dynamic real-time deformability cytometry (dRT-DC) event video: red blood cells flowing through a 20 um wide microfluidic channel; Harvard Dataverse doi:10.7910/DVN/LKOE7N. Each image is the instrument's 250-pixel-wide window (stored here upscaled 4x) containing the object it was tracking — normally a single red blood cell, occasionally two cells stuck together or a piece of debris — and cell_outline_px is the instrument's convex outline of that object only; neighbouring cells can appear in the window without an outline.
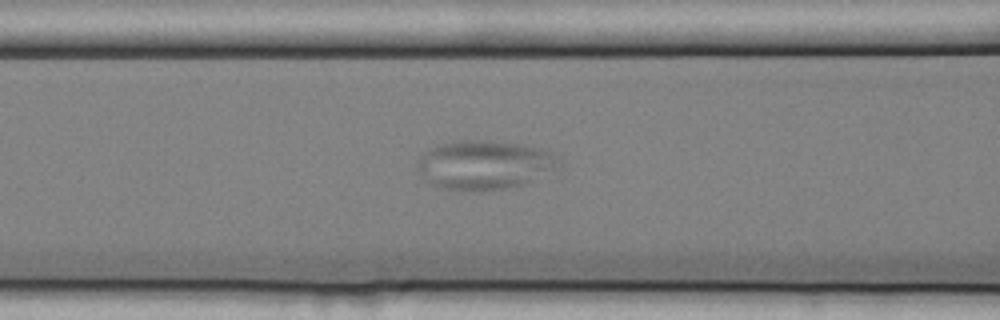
{"species": "common noctule bat (a hibernating species)", "species_latin": "Nyctalus noctula", "temperature_condition": "cold", "stored_images_in_passage": 38, "camera_frame_rate_fps": 3000, "um_per_image_px": 0.085, "animal": {"sex": "female", "body_mass_g": 25.1}, "frame": {"image": 1, "passage_image": 5, "time_ms": 1.333, "image_size_px": [1000, 320], "cell_outline_px": [[560, 164], [532, 184], [508, 188], [444, 188], [432, 184], [424, 180], [416, 168], [416, 160], [424, 152], [436, 144], [460, 140], [488, 140], [524, 144], [540, 148], [552, 152], [560, 156]], "centroid_in_image_um": [41.21, 13.97], "position_along_channel_um": 125.4, "area_um2": 40.58}}
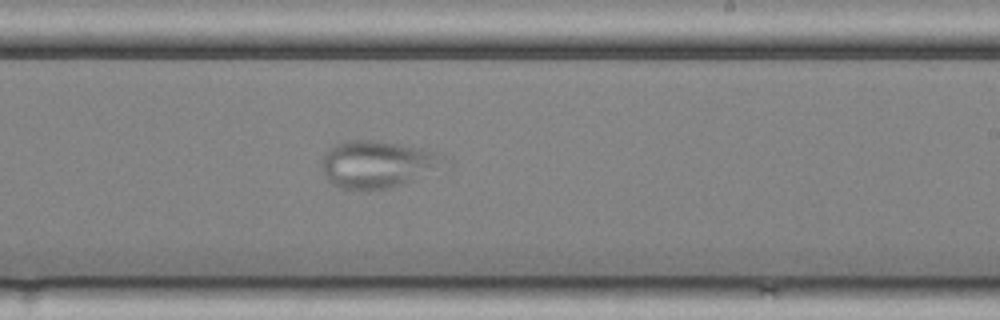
{"frame": {"image": 2, "passage_image": 16, "time_ms": 5.0, "image_size_px": [1000, 320], "cell_outline_px": [[452, 164], [412, 180], [388, 188], [340, 188], [332, 184], [328, 180], [320, 168], [320, 160], [328, 148], [336, 144], [348, 140], [372, 140], [424, 148], [448, 156], [452, 160]], "centroid_in_image_um": [32.14, 13.93], "position_along_channel_um": 256.9, "area_um2": 33.93}}
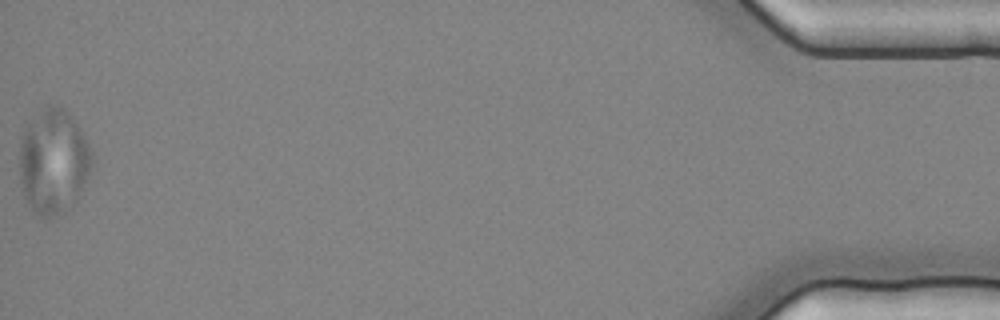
{"frame": {"image": 3, "passage_image": 38, "time_ms": 12.333, "image_size_px": [1000, 320], "cell_outline_px": [[92, 164], [76, 200], [48, 220], [32, 212], [24, 196], [20, 180], [20, 136], [28, 124], [44, 104], [60, 104], [64, 108], [80, 128], [92, 152]], "centroid_in_image_um": [4.5, 13.68], "position_along_channel_um": 430.7, "area_um2": 44.16}}